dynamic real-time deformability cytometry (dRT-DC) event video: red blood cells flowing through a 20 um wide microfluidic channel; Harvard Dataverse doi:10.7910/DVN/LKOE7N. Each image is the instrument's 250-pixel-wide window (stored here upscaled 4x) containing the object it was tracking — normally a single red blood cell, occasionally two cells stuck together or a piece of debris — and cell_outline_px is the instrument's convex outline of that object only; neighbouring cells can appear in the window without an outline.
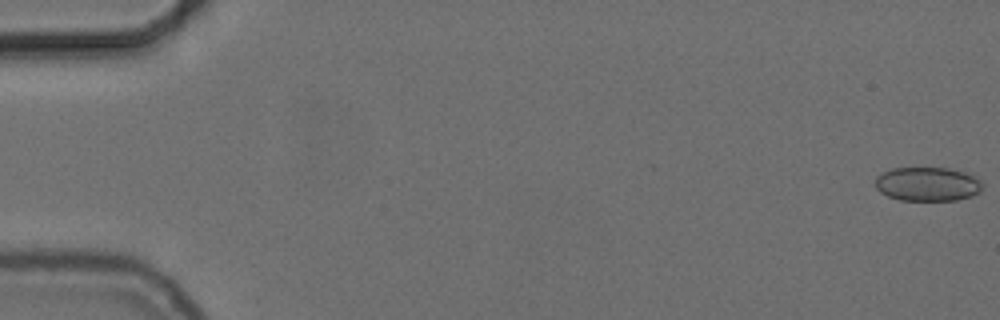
{"species": "common noctule bat (a hibernating species)", "species_latin": "Nyctalus noctula", "temperature_condition": "cold", "stored_images_in_passage": 56, "camera_frame_rate_fps": 3000, "um_per_image_px": 0.085, "animal": {"sex": "female", "body_mass_g": 24.6, "forearm_length_mm": 56.2}, "frame": {"image": 1, "passage_image": 1, "time_ms": 0.0, "image_size_px": [1000, 320], "cell_outline_px": [[984, 184], [972, 196], [956, 200], [900, 200], [888, 196], [880, 192], [876, 188], [876, 176], [892, 168], [948, 168], [964, 172], [980, 180]], "centroid_in_image_um": [78.81, 15.65], "position_along_channel_um": 6.2, "area_um2": 21.04}}
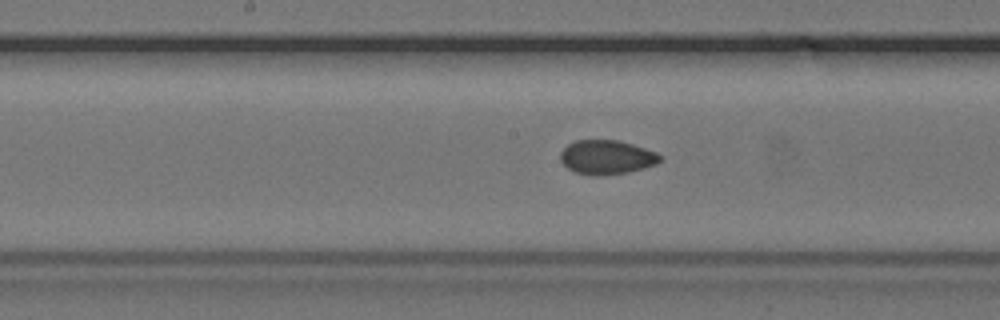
{"frame": {"image": 2, "passage_image": 29, "time_ms": 9.333, "image_size_px": [1000, 320], "cell_outline_px": [[660, 160], [656, 164], [644, 168], [628, 172], [596, 176], [576, 172], [568, 168], [560, 160], [560, 152], [568, 144], [576, 140], [616, 140], [632, 144], [656, 152], [660, 156]], "centroid_in_image_um": [51.55, 13.36], "position_along_channel_um": 196.7, "area_um2": 19.65}}
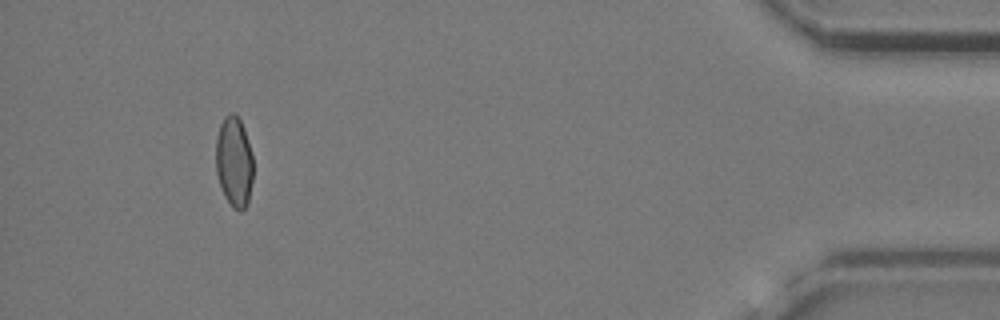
{"frame": {"image": 3, "passage_image": 52, "time_ms": 17.0, "image_size_px": [1000, 320], "cell_outline_px": [[252, 180], [248, 204], [240, 212], [232, 208], [224, 196], [216, 172], [216, 136], [220, 124], [224, 116], [228, 112], [236, 112], [244, 128], [252, 156]], "centroid_in_image_um": [19.88, 13.74], "position_along_channel_um": 415.3, "area_um2": 19.88}, "authors_computed_cell_mechanics": {"area_um2": 20.3456, "velocity_mm_per_s": 3.7263, "shape_relaxation_time_tau1_ms": null, "shape_relaxation_time_tau2_ms": 1.7875, "deformation_change_tau1": null, "deformation_change_tau2": 0.0383}}